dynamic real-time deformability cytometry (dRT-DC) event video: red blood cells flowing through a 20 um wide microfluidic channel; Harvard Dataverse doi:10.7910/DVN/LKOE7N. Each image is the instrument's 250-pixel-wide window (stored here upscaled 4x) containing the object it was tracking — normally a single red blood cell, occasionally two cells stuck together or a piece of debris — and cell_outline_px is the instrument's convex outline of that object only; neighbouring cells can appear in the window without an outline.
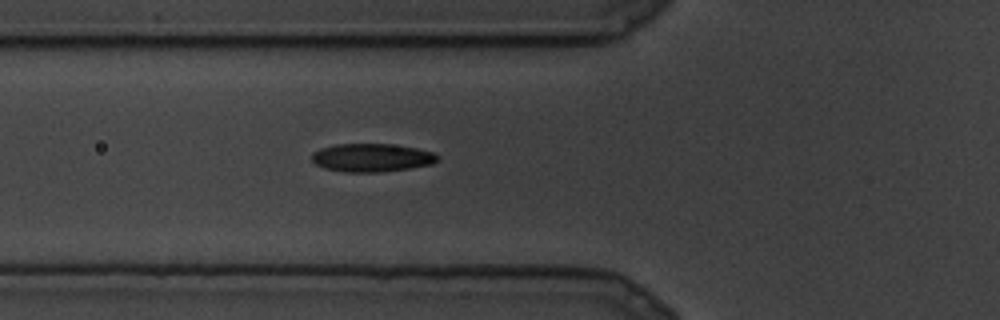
{"species": "common noctule bat (a hibernating species)", "species_latin": "Nyctalus noctula", "temperature_condition": "cold", "stored_images_in_passage": 2, "camera_frame_rate_fps": 3000, "um_per_image_px": 0.085, "animal": {"sex": "male", "body_mass_g": 19.5, "forearm_length_mm": 54.6}, "frame": {"image": 1, "passage_image": 2, "time_ms": 0.333, "image_size_px": [1000, 320], "cell_outline_px": [[440, 160], [432, 164], [408, 168], [380, 172], [344, 172], [324, 168], [316, 164], [312, 160], [312, 152], [320, 148], [336, 144], [392, 144], [416, 148], [432, 152], [440, 156]], "centroid_in_image_um": [31.6, 13.4], "position_along_channel_um": 94.2, "area_um2": 20.75}}